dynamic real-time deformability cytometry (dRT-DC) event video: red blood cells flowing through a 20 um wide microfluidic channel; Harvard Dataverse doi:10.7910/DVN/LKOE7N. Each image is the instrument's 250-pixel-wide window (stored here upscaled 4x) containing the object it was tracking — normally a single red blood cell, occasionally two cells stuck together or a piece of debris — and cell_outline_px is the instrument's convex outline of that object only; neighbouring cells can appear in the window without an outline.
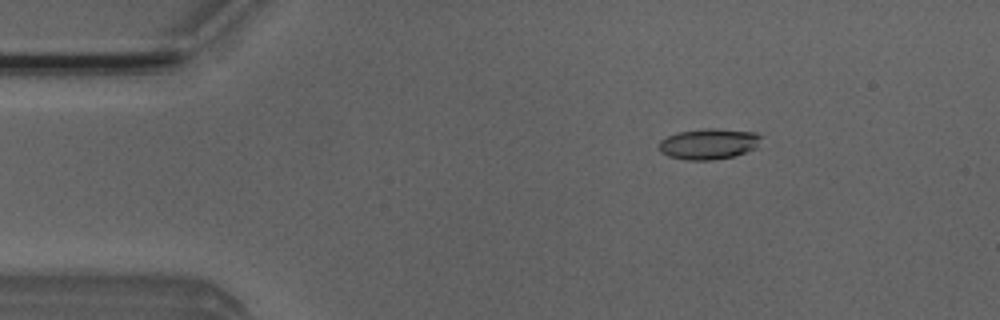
{"species": "Egyptian fruit bat (a non-hibernating species)", "species_latin": "Rousettus aegyptiacus", "temperature_condition": "room temperature", "stored_images_in_passage": 4, "camera_frame_rate_fps": 3000, "um_per_image_px": 0.085, "animal": {"sex": "male"}, "frame": {"image": 1, "passage_image": 2, "time_ms": 0.333, "image_size_px": [1000, 320], "cell_outline_px": [[764, 136], [756, 148], [732, 156], [712, 160], [684, 160], [668, 156], [660, 152], [660, 140], [668, 136], [680, 132], [708, 128], [716, 128], [756, 132]], "centroid_in_image_um": [60.27, 12.22], "position_along_channel_um": 24.7, "area_um2": 18.32}}
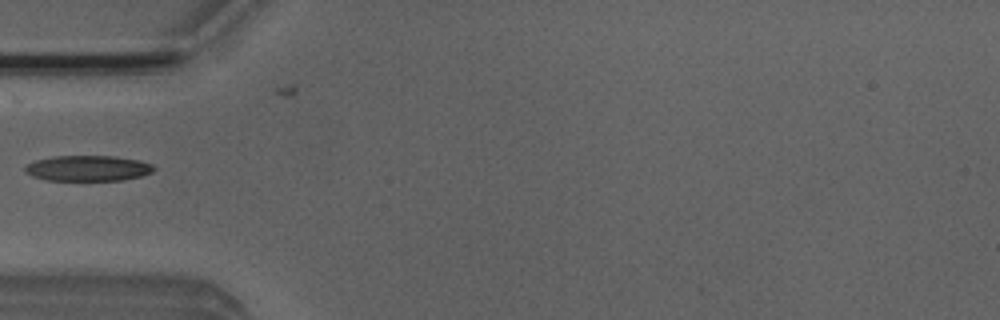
{"frame": {"image": 2, "passage_image": 4, "time_ms": 1.0, "image_size_px": [1000, 320], "cell_outline_px": [[156, 168], [152, 172], [140, 176], [124, 180], [44, 180], [32, 176], [24, 172], [24, 168], [28, 164], [36, 160], [56, 156], [112, 156], [140, 160], [152, 164]], "centroid_in_image_um": [7.48, 14.3], "position_along_channel_um": 77.5, "area_um2": 19.19}}